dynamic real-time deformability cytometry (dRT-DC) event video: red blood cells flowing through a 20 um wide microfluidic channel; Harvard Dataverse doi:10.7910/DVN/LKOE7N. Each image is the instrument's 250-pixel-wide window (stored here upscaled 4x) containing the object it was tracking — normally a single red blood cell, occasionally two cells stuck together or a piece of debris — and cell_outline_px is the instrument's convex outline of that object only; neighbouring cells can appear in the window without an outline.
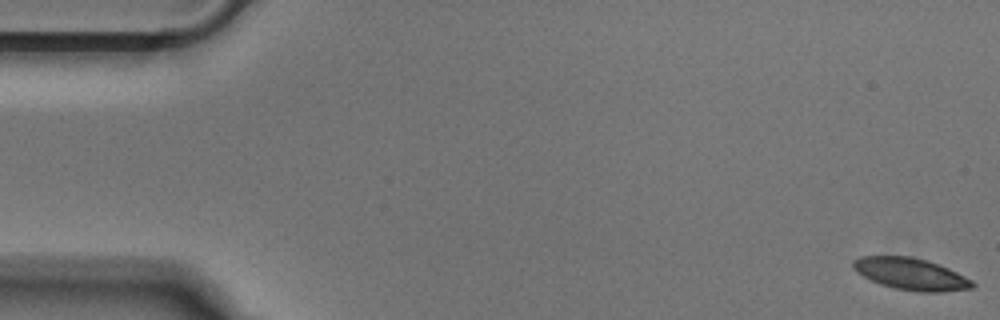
{"species": "Egyptian fruit bat (a non-hibernating species)", "species_latin": "Rousettus aegyptiacus", "temperature_condition": "cold", "stored_images_in_passage": 52, "camera_frame_rate_fps": 3000, "um_per_image_px": 0.085, "animal": {"sex": "male"}, "frame": {"image": 1, "passage_image": 1, "time_ms": 0.0, "image_size_px": [1000, 320], "cell_outline_px": [[976, 284], [972, 288], [944, 292], [916, 292], [896, 288], [880, 284], [856, 272], [852, 268], [852, 260], [860, 256], [912, 256], [928, 260], [948, 268], [972, 280]], "centroid_in_image_um": [77.42, 23.28], "position_along_channel_um": 7.6, "area_um2": 22.25}}
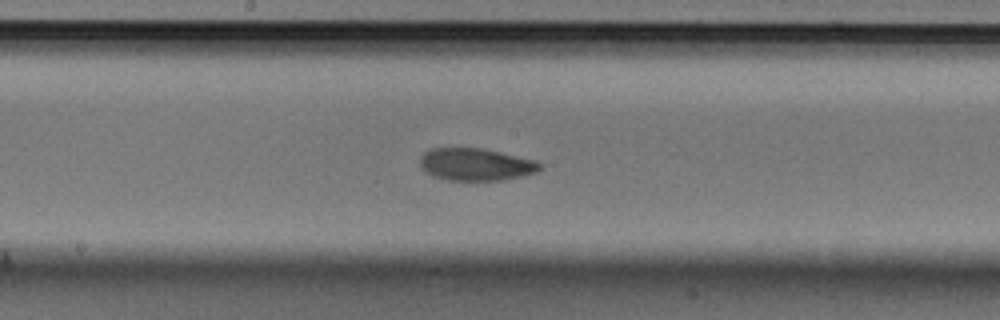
{"frame": {"image": 2, "passage_image": 27, "time_ms": 8.667, "image_size_px": [1000, 320], "cell_outline_px": [[544, 164], [536, 172], [524, 176], [504, 180], [448, 180], [432, 176], [424, 172], [420, 168], [420, 156], [424, 152], [432, 148], [480, 148], [500, 152], [536, 160]], "centroid_in_image_um": [40.43, 13.98], "position_along_channel_um": 207.8, "area_um2": 22.83}}
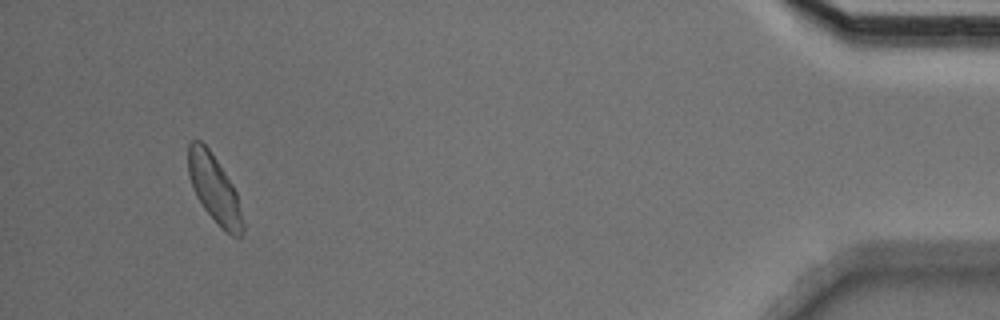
{"frame": {"image": 3, "passage_image": 49, "time_ms": 16.0, "image_size_px": [1000, 320], "cell_outline_px": [[244, 232], [240, 236], [232, 236], [204, 208], [196, 196], [192, 188], [188, 176], [188, 144], [192, 140], [200, 140], [208, 148], [232, 184], [236, 192], [244, 224]], "centroid_in_image_um": [18.2, 16.02], "position_along_channel_um": 417.0, "area_um2": 21.04}}